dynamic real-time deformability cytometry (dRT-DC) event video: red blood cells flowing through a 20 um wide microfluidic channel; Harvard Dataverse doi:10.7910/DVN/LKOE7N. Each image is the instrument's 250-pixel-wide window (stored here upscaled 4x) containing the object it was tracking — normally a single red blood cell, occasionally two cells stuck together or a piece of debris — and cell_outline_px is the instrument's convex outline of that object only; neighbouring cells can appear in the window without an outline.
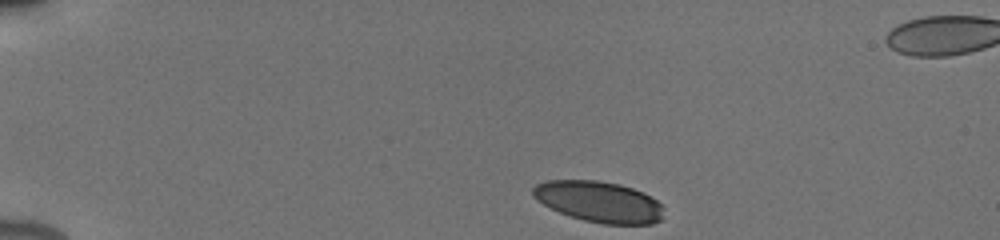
{"species": "human", "species_latin": "Homo sapiens", "temperature_condition": "cold", "stored_images_in_passage": 7, "camera_frame_rate_fps": 3000, "um_per_image_px": 0.085, "donor": {"sex": "male"}, "frame": {"image": 1, "passage_image": 1, "time_ms": 0.0, "image_size_px": [1000, 240], "cell_outline_px": [[664, 208], [660, 220], [652, 224], [604, 224], [584, 220], [560, 212], [544, 204], [532, 196], [532, 188], [536, 184], [548, 180], [596, 180], [620, 184], [632, 188], [656, 200]], "centroid_in_image_um": [50.9, 17.14], "position_along_channel_um": 34.1, "area_um2": 30.92}}
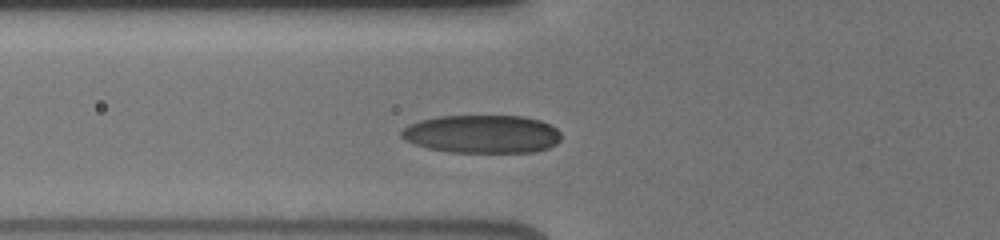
{"frame": {"image": 2, "passage_image": 7, "time_ms": 3.333, "image_size_px": [1000, 240], "cell_outline_px": [[560, 140], [556, 144], [548, 148], [532, 152], [448, 152], [428, 148], [404, 140], [400, 136], [400, 132], [408, 124], [420, 120], [436, 116], [524, 116], [540, 120], [556, 128], [560, 132]], "centroid_in_image_um": [40.96, 11.39], "position_along_channel_um": 84.8, "area_um2": 35.66}}